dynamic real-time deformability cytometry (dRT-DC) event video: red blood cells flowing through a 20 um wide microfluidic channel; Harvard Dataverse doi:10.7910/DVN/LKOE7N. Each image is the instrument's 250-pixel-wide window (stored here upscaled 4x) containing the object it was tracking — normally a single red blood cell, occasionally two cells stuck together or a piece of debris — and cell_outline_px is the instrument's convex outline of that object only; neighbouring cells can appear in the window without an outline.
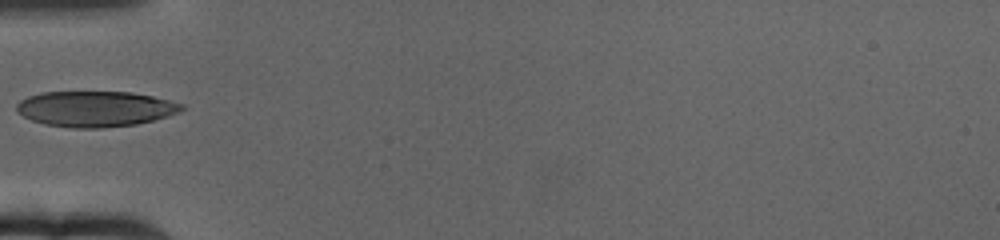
{"species": "human", "species_latin": "Homo sapiens", "temperature_condition": "cold", "stored_images_in_passage": 15, "camera_frame_rate_fps": 3000, "um_per_image_px": 0.085, "donor": {"sex": "female"}, "frame": {"image": 1, "passage_image": 1, "time_ms": 0.0, "image_size_px": [1000, 240], "cell_outline_px": [[184, 108], [180, 112], [168, 116], [136, 124], [100, 128], [72, 128], [44, 124], [32, 120], [16, 112], [16, 104], [20, 100], [28, 96], [40, 92], [132, 92], [152, 96], [184, 104]], "centroid_in_image_um": [8.08, 9.25], "position_along_channel_um": 76.9, "area_um2": 34.33}}
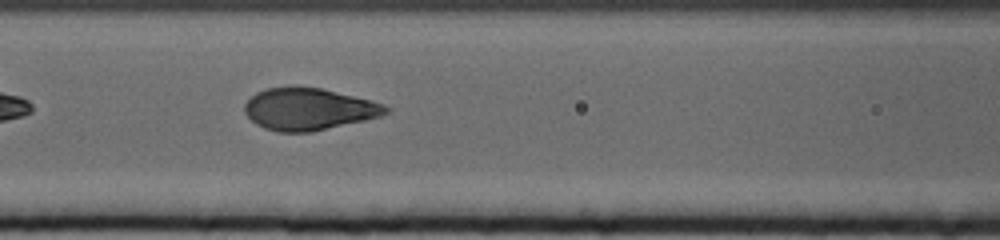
{"frame": {"image": 2, "passage_image": 7, "time_ms": 2.0, "image_size_px": [1000, 240], "cell_outline_px": [[392, 108], [388, 112], [380, 116], [364, 120], [312, 132], [276, 132], [264, 128], [256, 124], [244, 112], [244, 104], [256, 92], [264, 88], [292, 84], [296, 84], [320, 88], [372, 100], [384, 104]], "centroid_in_image_um": [26.21, 9.24], "position_along_channel_um": 140.4, "area_um2": 35.14}}
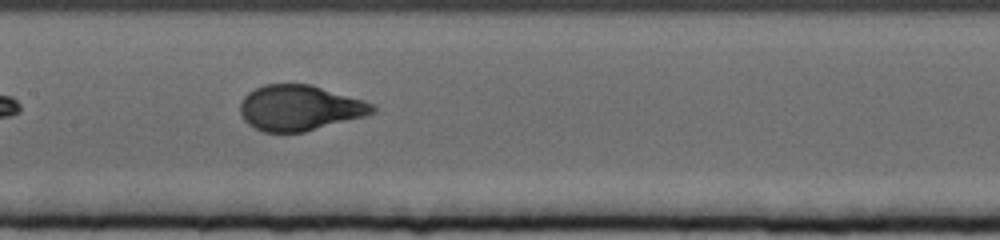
{"frame": {"image": 3, "passage_image": 11, "time_ms": 3.333, "image_size_px": [1000, 240], "cell_outline_px": [[376, 112], [364, 116], [304, 132], [264, 132], [248, 124], [244, 120], [240, 112], [240, 104], [244, 96], [248, 92], [264, 84], [312, 84], [364, 100], [372, 104], [376, 108]], "centroid_in_image_um": [25.46, 9.16], "position_along_channel_um": 181.9, "area_um2": 35.03}}